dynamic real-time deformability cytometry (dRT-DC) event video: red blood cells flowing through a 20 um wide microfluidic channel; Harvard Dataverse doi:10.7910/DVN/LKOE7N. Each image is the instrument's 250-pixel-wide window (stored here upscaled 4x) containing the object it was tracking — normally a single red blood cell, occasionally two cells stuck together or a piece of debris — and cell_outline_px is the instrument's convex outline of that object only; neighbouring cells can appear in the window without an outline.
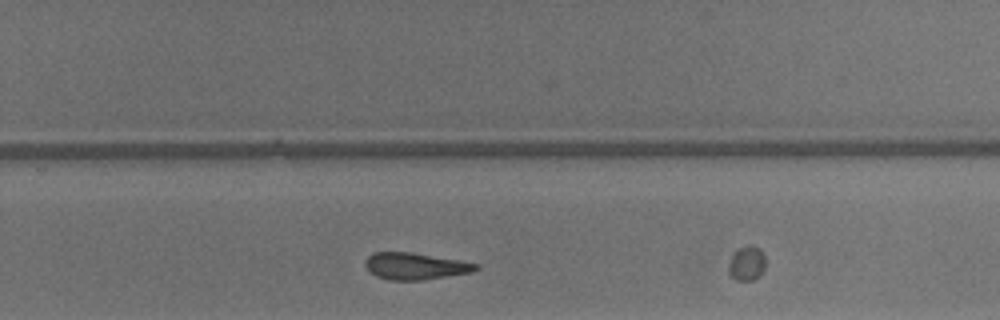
{"species": "common noctule bat (a hibernating species)", "species_latin": "Nyctalus noctula", "temperature_condition": "warm", "stored_images_in_passage": 22, "camera_frame_rate_fps": 3000, "um_per_image_px": 0.085, "animal": {"sex": "male", "body_mass_g": 13.3}, "frame": {"image": 1, "passage_image": 16, "time_ms": 5.0, "image_size_px": [1000, 320], "cell_outline_px": [[480, 268], [472, 272], [420, 280], [392, 280], [376, 276], [368, 272], [364, 264], [364, 260], [372, 252], [408, 252], [480, 264]], "centroid_in_image_um": [35.24, 22.62], "position_along_channel_um": 294.6, "area_um2": 17.11}}